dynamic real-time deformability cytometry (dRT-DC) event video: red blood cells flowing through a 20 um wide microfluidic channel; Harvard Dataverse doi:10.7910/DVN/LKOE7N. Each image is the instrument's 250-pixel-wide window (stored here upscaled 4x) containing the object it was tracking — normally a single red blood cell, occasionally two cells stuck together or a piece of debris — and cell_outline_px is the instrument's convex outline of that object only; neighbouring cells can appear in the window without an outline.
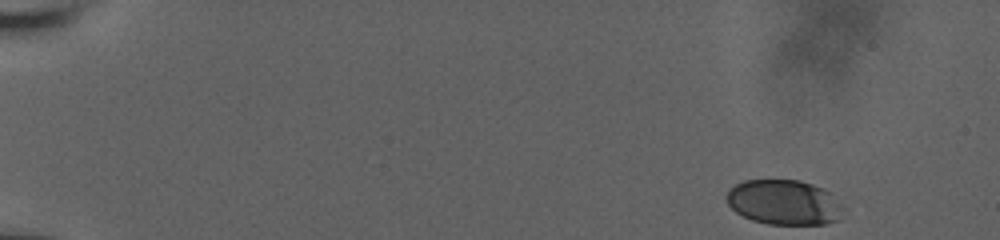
{"species": "human", "species_latin": "Homo sapiens", "temperature_condition": "room temperature", "stored_images_in_passage": 52, "camera_frame_rate_fps": 3000, "um_per_image_px": 0.085, "donor": {"sex": "male"}, "frame": {"image": 1, "passage_image": 1, "time_ms": 0.0, "image_size_px": [1000, 240], "cell_outline_px": [[848, 208], [836, 220], [824, 224], [768, 224], [752, 220], [736, 212], [728, 204], [724, 196], [728, 188], [744, 180], [800, 180], [812, 184], [828, 192]], "centroid_in_image_um": [66.63, 17.19], "position_along_channel_um": 18.4, "area_um2": 30.81}}
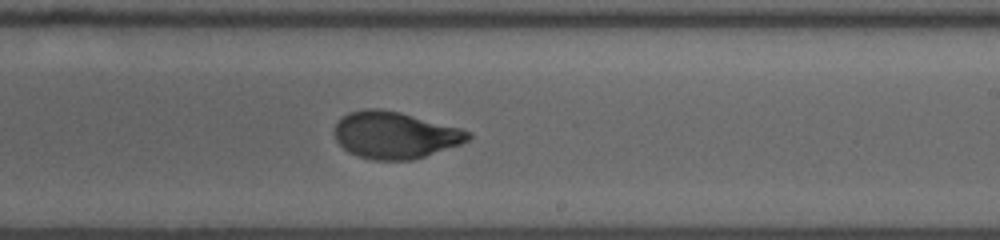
{"frame": {"image": 2, "passage_image": 32, "time_ms": 10.333, "image_size_px": [1000, 240], "cell_outline_px": [[472, 136], [468, 140], [460, 144], [412, 160], [372, 160], [356, 156], [348, 152], [336, 140], [332, 132], [336, 124], [348, 112], [364, 108], [380, 108], [400, 112], [460, 128], [472, 132]], "centroid_in_image_um": [33.54, 11.48], "position_along_channel_um": 255.5, "area_um2": 36.59}}
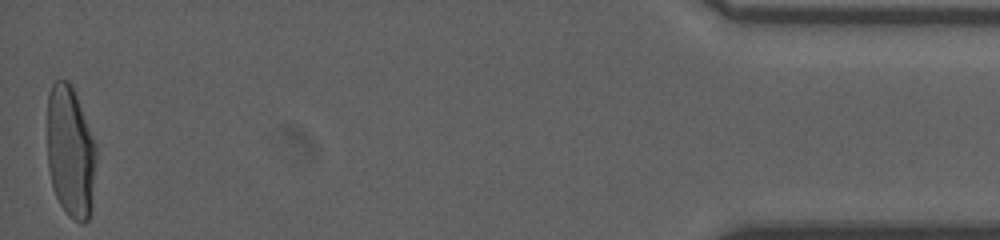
{"frame": {"image": 3, "passage_image": 52, "time_ms": 17.0, "image_size_px": [1000, 240], "cell_outline_px": [[96, 160], [92, 212], [88, 220], [84, 224], [80, 224], [68, 216], [60, 204], [56, 196], [52, 184], [48, 168], [48, 92], [52, 84], [56, 80], [68, 80], [76, 96], [96, 144]], "centroid_in_image_um": [6.0, 12.98], "position_along_channel_um": 429.2, "area_um2": 37.8}, "authors_computed_cell_mechanics": {"area_um2": 36.1828, "velocity_mm_per_s": 3.8304, "shape_relaxation_time_tau1_ms": 5.9631, "shape_relaxation_time_tau2_ms": 0.7322, "deformation_change_tau1": 0.2138, "deformation_change_tau2": 0.0517}}